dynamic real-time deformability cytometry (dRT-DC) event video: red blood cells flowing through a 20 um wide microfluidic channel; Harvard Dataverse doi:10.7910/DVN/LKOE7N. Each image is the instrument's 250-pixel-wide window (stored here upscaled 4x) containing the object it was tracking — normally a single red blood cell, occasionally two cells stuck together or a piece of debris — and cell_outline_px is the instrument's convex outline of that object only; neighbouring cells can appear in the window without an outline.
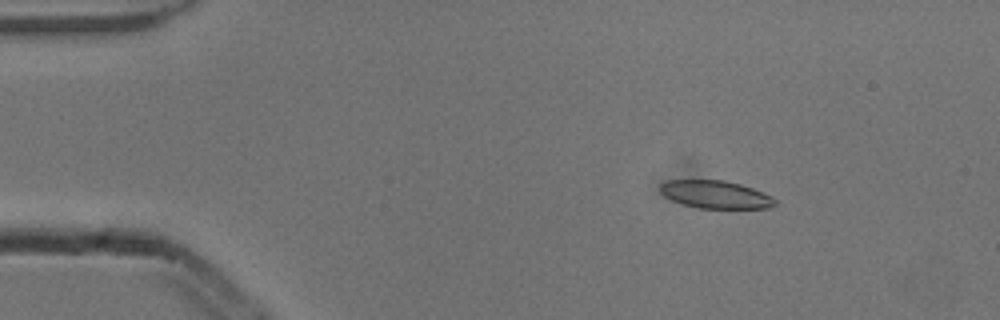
{"species": "common noctule bat (a hibernating species)", "species_latin": "Nyctalus noctula", "temperature_condition": "cold", "stored_images_in_passage": 5, "camera_frame_rate_fps": 3000, "um_per_image_px": 0.085, "animal": {"sex": "male", "body_mass_g": 13.3}, "frame": {"image": 1, "passage_image": 2, "time_ms": 0.333, "image_size_px": [1000, 320], "cell_outline_px": [[776, 204], [772, 208], [700, 208], [684, 204], [672, 200], [664, 196], [660, 192], [660, 184], [668, 180], [724, 180], [740, 184], [752, 188], [772, 196], [776, 200]], "centroid_in_image_um": [60.83, 16.53], "position_along_channel_um": 24.2, "area_um2": 18.55}}
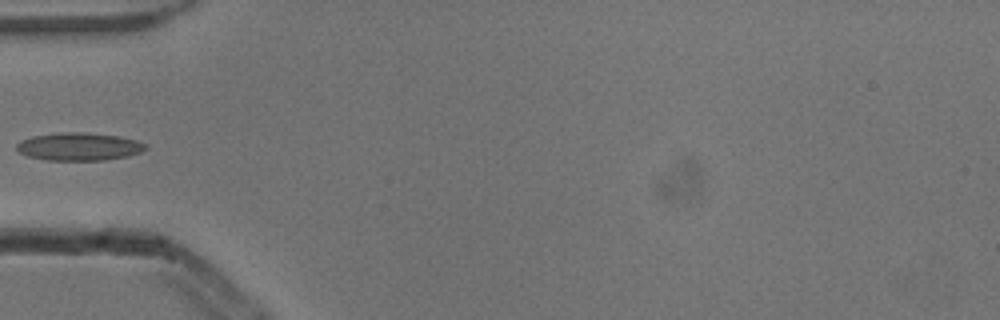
{"frame": {"image": 2, "passage_image": 5, "time_ms": 1.333, "image_size_px": [1000, 320], "cell_outline_px": [[148, 148], [140, 152], [128, 156], [104, 160], [48, 160], [28, 156], [20, 152], [16, 148], [16, 144], [20, 140], [32, 136], [60, 132], [84, 132], [116, 136], [136, 140], [148, 144]], "centroid_in_image_um": [6.72, 12.46], "position_along_channel_um": 78.3, "area_um2": 20.92}}